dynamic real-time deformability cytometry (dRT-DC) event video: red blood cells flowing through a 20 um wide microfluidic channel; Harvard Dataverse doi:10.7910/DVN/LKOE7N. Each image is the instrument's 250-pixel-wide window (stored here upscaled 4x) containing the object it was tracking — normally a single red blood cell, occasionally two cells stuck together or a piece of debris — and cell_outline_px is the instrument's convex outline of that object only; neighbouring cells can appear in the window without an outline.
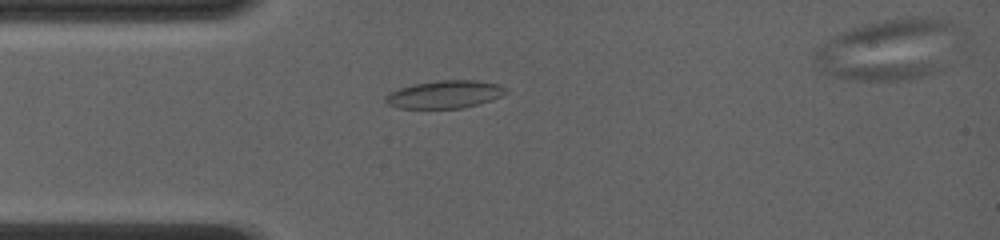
{"species": "common noctule bat (a hibernating species)", "species_latin": "Nyctalus noctula", "temperature_condition": "room temperature", "stored_images_in_passage": 30, "camera_frame_rate_fps": 4000, "um_per_image_px": 0.085, "animal": {"sex": "female", "body_mass_g": 19.0, "forearm_length_mm": 56.7}, "frame": {"image": 1, "passage_image": 1, "time_ms": 0.0, "image_size_px": [1000, 240], "cell_outline_px": [[508, 92], [500, 96], [476, 104], [460, 108], [396, 108], [388, 104], [384, 100], [384, 96], [400, 88], [412, 84], [436, 80], [476, 80], [500, 84], [508, 88]], "centroid_in_image_um": [37.79, 8.01], "position_along_channel_um": 47.2, "area_um2": 19.42}}
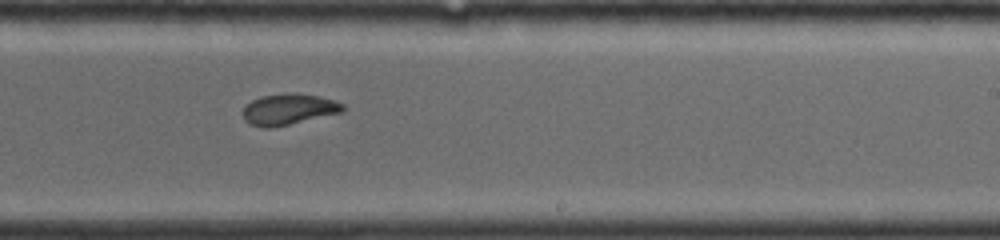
{"frame": {"image": 2, "passage_image": 14, "time_ms": 5.5, "image_size_px": [1000, 240], "cell_outline_px": [[344, 108], [340, 112], [272, 128], [264, 128], [248, 124], [244, 120], [244, 108], [252, 100], [264, 96], [292, 92], [316, 96], [332, 100], [344, 104]], "centroid_in_image_um": [24.49, 9.3], "position_along_channel_um": 264.5, "area_um2": 17.63}}
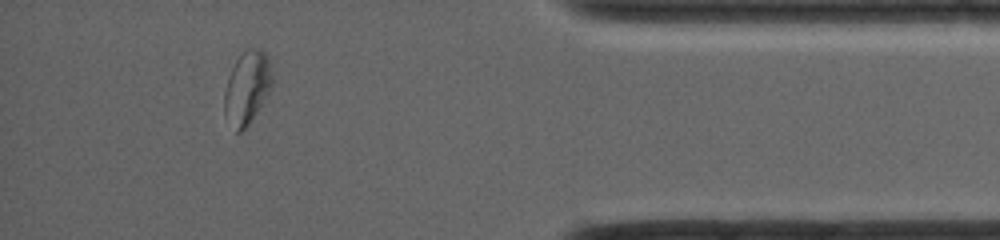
{"frame": {"image": 3, "passage_image": 26, "time_ms": 9.75, "image_size_px": [1000, 240], "cell_outline_px": [[272, 84], [268, 92], [256, 112], [248, 124], [240, 132], [236, 132], [224, 116], [224, 92], [228, 76], [236, 60], [248, 48], [260, 48], [268, 56], [272, 72]], "centroid_in_image_um": [20.98, 7.43], "position_along_channel_um": 414.2, "area_um2": 20.11}, "authors_computed_cell_mechanics": {"area_um2": 18.4093, "velocity_mm_per_s": 4.1226, "shape_relaxation_time_tau1_ms": 8.1121, "shape_relaxation_time_tau2_ms": 1.2686, "deformation_change_tau1": 0.1676, "deformation_change_tau2": 0.0552}}